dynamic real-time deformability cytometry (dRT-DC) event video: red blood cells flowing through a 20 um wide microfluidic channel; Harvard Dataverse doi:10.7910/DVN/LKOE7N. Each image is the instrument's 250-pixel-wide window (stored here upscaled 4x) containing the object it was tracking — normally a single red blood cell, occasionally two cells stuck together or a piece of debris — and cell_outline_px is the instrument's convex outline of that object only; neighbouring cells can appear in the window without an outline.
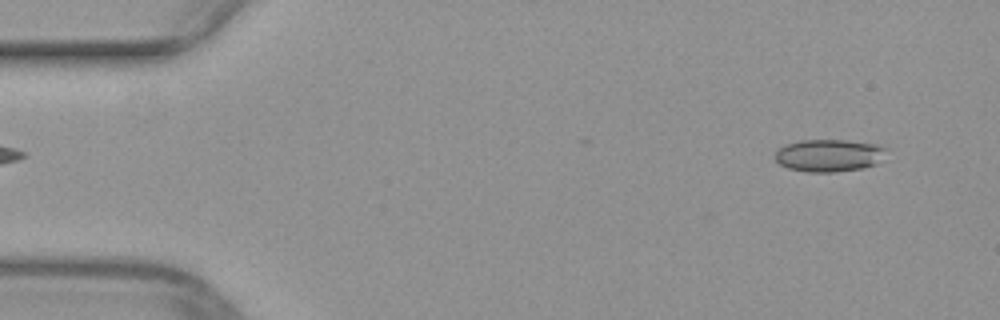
{"species": "common noctule bat (a hibernating species)", "species_latin": "Nyctalus noctula", "temperature_condition": "warm", "stored_images_in_passage": 47, "camera_frame_rate_fps": 3000, "um_per_image_px": 0.085, "animal": {"sex": "female", "body_mass_g": 29.2, "forearm_length_mm": 56.3}, "frame": {"image": 1, "passage_image": 3, "time_ms": 0.667, "image_size_px": [1000, 320], "cell_outline_px": [[884, 148], [876, 164], [864, 168], [836, 172], [804, 172], [788, 168], [780, 164], [776, 160], [776, 152], [784, 144], [800, 140], [844, 140], [876, 144]], "centroid_in_image_um": [70.39, 13.22], "position_along_channel_um": 14.6, "area_um2": 20.75}}
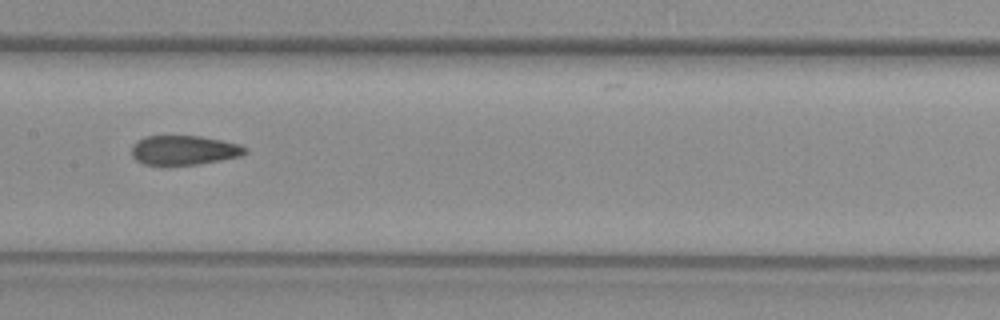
{"frame": {"image": 2, "passage_image": 24, "time_ms": 7.667, "image_size_px": [1000, 320], "cell_outline_px": [[248, 152], [240, 156], [220, 160], [196, 164], [164, 168], [160, 168], [144, 164], [136, 160], [132, 156], [132, 144], [136, 140], [144, 136], [200, 136], [240, 144], [248, 148]], "centroid_in_image_um": [15.58, 12.8], "position_along_channel_um": 191.8, "area_um2": 20.17}}
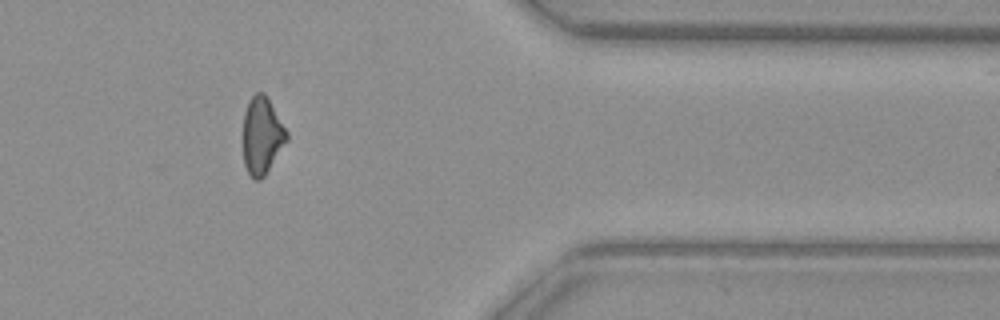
{"frame": {"image": 3, "passage_image": 40, "time_ms": 13.0, "image_size_px": [1000, 320], "cell_outline_px": [[288, 140], [264, 176], [260, 180], [256, 180], [248, 172], [244, 164], [244, 112], [248, 100], [256, 92], [264, 92], [288, 132]], "centroid_in_image_um": [22.27, 11.51], "position_along_channel_um": 389.1, "area_um2": 19.42}}